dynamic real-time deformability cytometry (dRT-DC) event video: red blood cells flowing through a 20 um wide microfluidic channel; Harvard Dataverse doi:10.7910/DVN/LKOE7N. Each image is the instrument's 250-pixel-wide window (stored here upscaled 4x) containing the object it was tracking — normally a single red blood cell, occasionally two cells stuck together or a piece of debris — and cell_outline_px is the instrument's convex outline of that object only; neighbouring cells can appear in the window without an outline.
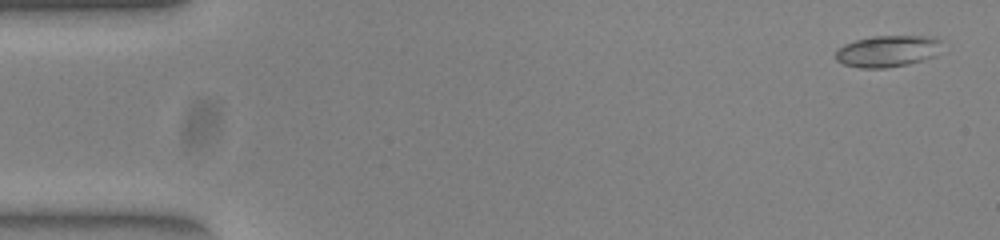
{"species": "common noctule bat (a hibernating species)", "species_latin": "Nyctalus noctula", "temperature_condition": "warm", "stored_images_in_passage": 52, "camera_frame_rate_fps": 3000, "um_per_image_px": 0.085, "animal": {"sex": "female", "body_mass_g": 23.0, "forearm_length_mm": 53.4}, "frame": {"image": 1, "passage_image": 2, "time_ms": 0.333, "image_size_px": [1000, 240], "cell_outline_px": [[940, 40], [936, 56], [908, 64], [884, 68], [860, 68], [844, 64], [836, 60], [836, 52], [844, 44], [856, 40], [876, 36], [936, 36]], "centroid_in_image_um": [75.44, 4.35], "position_along_channel_um": 9.6, "area_um2": 19.36}}
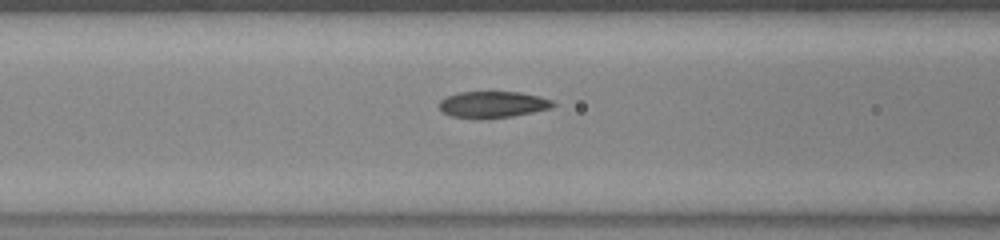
{"frame": {"image": 2, "passage_image": 21, "time_ms": 6.667, "image_size_px": [1000, 240], "cell_outline_px": [[556, 104], [552, 108], [512, 116], [452, 116], [444, 112], [440, 108], [440, 100], [444, 96], [460, 92], [520, 92], [540, 96], [552, 100]], "centroid_in_image_um": [41.94, 8.83], "position_along_channel_um": 124.7, "area_um2": 16.88}}
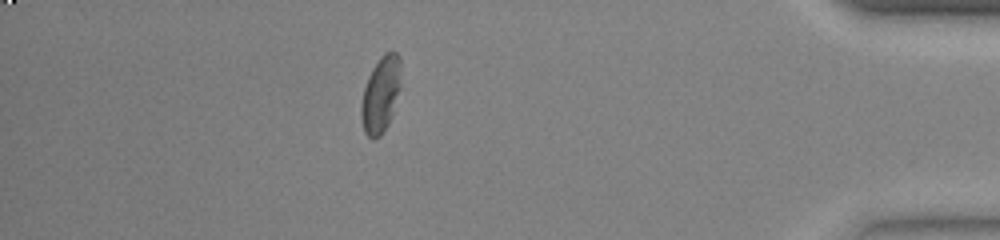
{"frame": {"image": 3, "passage_image": 46, "time_ms": 15.0, "image_size_px": [1000, 240], "cell_outline_px": [[400, 88], [392, 116], [388, 124], [380, 136], [372, 140], [364, 132], [360, 116], [360, 104], [364, 88], [368, 76], [372, 68], [380, 56], [384, 52], [396, 52], [400, 56]], "centroid_in_image_um": [32.35, 8.03], "position_along_channel_um": 402.9, "area_um2": 17.86}, "authors_computed_cell_mechanics": {"area_um2": 18.3226, "velocity_mm_per_s": 3.9041, "shape_relaxation_time_tau1_ms": 5.8069, "shape_relaxation_time_tau2_ms": 2.1236, "deformation_change_tau1": 0.1537, "deformation_change_tau2": 0.0684}}